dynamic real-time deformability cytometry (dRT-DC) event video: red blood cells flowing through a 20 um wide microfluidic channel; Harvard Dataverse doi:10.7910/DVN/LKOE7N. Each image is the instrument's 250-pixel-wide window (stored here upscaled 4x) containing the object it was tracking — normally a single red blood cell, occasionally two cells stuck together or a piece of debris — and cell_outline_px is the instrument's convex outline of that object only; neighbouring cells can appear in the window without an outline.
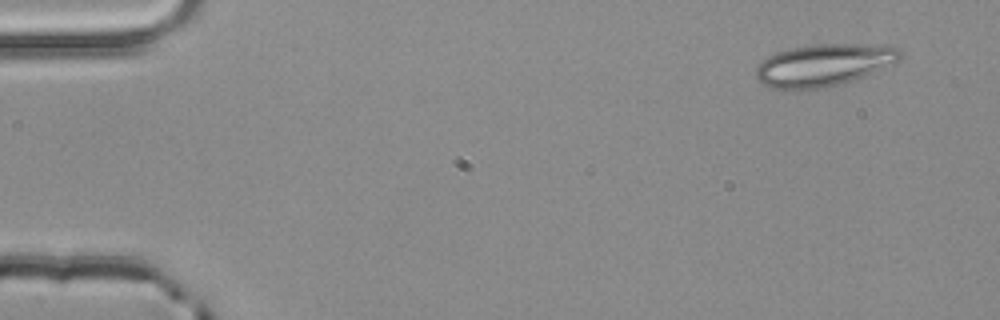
{"species": "common noctule bat (a hibernating species)", "species_latin": "Nyctalus noctula", "temperature_condition": "room temperature", "stored_images_in_passage": 3, "camera_frame_rate_fps": 3000, "um_per_image_px": 0.085, "animal": {"sex": "male", "body_mass_g": 20.4}, "frame": {"image": 1, "passage_image": 1, "time_ms": 0.0, "image_size_px": [1000, 320], "cell_outline_px": [[900, 60], [892, 64], [852, 80], [840, 84], [820, 88], [792, 92], [784, 92], [772, 88], [764, 84], [756, 76], [756, 68], [768, 56], [776, 52], [792, 48], [816, 44], [888, 44], [896, 48], [900, 52]], "centroid_in_image_um": [69.99, 5.55], "position_along_channel_um": 15.0, "area_um2": 35.6}}